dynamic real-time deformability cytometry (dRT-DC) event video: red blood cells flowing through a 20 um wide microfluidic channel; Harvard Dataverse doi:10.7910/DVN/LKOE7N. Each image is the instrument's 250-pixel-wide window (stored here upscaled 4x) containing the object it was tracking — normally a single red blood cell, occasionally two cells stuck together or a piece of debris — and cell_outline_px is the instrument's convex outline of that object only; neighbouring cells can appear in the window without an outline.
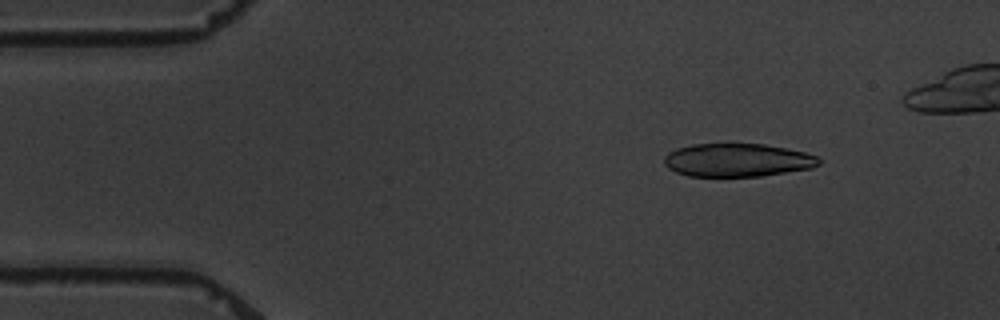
{"species": "common noctule bat (a hibernating species)", "species_latin": "Nyctalus noctula", "temperature_condition": "warm", "stored_images_in_passage": 4, "camera_frame_rate_fps": 3000, "um_per_image_px": 0.085, "animal": {"sex": "male", "body_mass_g": 19.5, "forearm_length_mm": 54.6}, "frame": {"image": 1, "passage_image": 2, "time_ms": 2.0, "image_size_px": [1000, 320], "cell_outline_px": [[820, 164], [812, 168], [760, 176], [688, 176], [676, 172], [668, 168], [664, 164], [664, 156], [668, 152], [676, 148], [692, 144], [728, 140], [764, 144], [804, 152], [816, 156], [820, 160]], "centroid_in_image_um": [62.62, 13.56], "position_along_channel_um": 22.4, "area_um2": 30.92}}